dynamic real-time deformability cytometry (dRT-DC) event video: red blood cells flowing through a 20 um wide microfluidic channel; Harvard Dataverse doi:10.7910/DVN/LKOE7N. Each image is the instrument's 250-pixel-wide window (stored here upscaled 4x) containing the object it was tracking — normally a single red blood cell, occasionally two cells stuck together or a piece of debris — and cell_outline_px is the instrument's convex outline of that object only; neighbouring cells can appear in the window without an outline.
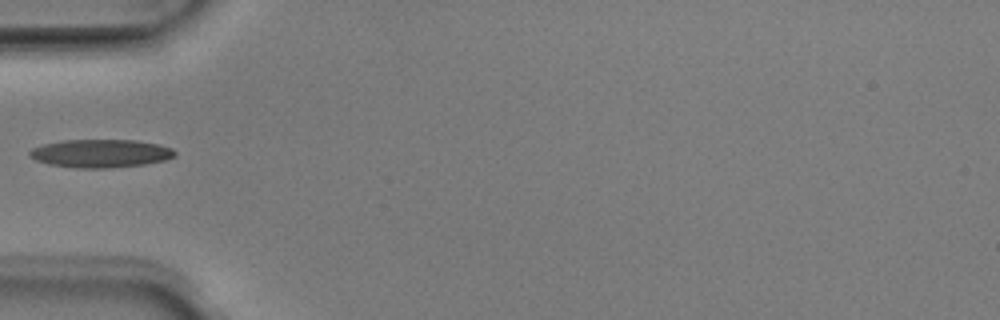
{"species": "Egyptian fruit bat (a non-hibernating species)", "species_latin": "Rousettus aegyptiacus", "temperature_condition": "room temperature", "stored_images_in_passage": 34, "camera_frame_rate_fps": 3000, "um_per_image_px": 0.085, "animal": {"sex": "male"}, "frame": {"image": 1, "passage_image": 1, "time_ms": 0.0, "image_size_px": [1000, 320], "cell_outline_px": [[176, 156], [164, 160], [144, 164], [112, 168], [76, 168], [48, 164], [36, 160], [28, 156], [28, 152], [32, 148], [44, 144], [60, 140], [136, 140], [160, 144], [172, 148], [176, 152]], "centroid_in_image_um": [8.55, 13.04], "position_along_channel_um": 76.5, "area_um2": 24.04}}
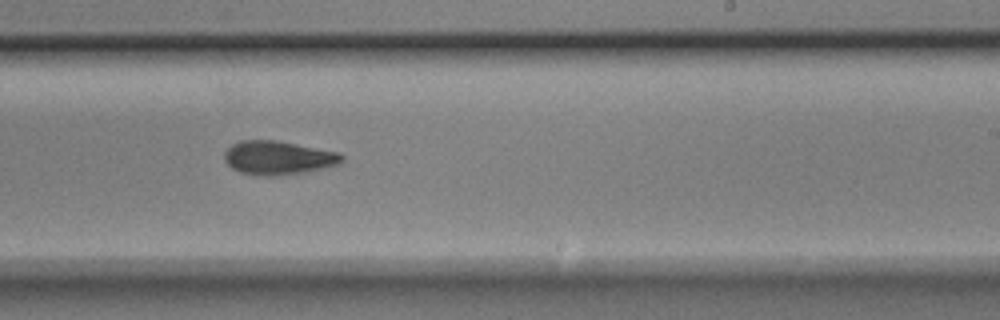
{"frame": {"image": 2, "passage_image": 15, "time_ms": 4.667, "image_size_px": [1000, 320], "cell_outline_px": [[344, 160], [340, 164], [304, 172], [272, 176], [268, 176], [240, 172], [232, 168], [224, 160], [224, 152], [232, 144], [240, 140], [276, 140], [340, 152], [344, 156]], "centroid_in_image_um": [23.66, 13.4], "position_along_channel_um": 265.3, "area_um2": 23.06}}
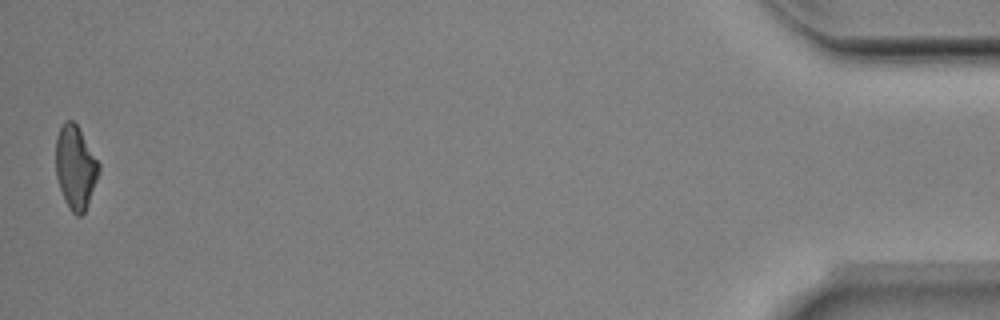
{"frame": {"image": 3, "passage_image": 34, "time_ms": 11.0, "image_size_px": [1000, 320], "cell_outline_px": [[100, 172], [84, 212], [80, 216], [76, 216], [68, 208], [64, 200], [56, 176], [56, 136], [60, 128], [68, 120], [72, 120], [76, 124], [100, 164]], "centroid_in_image_um": [6.41, 14.25], "position_along_channel_um": 428.8, "area_um2": 20.69}}